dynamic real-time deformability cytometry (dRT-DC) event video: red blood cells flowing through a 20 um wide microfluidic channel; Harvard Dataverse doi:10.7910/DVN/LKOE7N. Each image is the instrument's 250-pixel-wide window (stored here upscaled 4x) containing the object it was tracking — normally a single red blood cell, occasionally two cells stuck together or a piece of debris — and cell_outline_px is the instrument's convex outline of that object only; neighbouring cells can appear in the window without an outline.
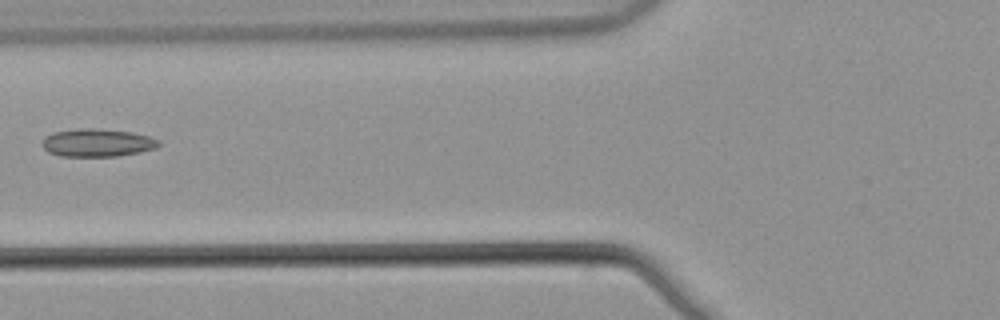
{"species": "common noctule bat (a hibernating species)", "species_latin": "Nyctalus noctula", "temperature_condition": "warm", "stored_images_in_passage": 6, "camera_frame_rate_fps": 3000, "um_per_image_px": 0.085, "animal": {"sex": "male", "body_mass_g": 21.5, "forearm_length_mm": 52.0}, "frame": {"image": 1, "passage_image": 5, "time_ms": 1.333, "image_size_px": [1000, 320], "cell_outline_px": [[160, 144], [156, 148], [140, 152], [116, 156], [60, 156], [48, 152], [44, 148], [44, 136], [52, 132], [80, 128], [92, 128], [132, 132], [148, 136], [160, 140]], "centroid_in_image_um": [8.28, 12.13], "position_along_channel_um": 117.5, "area_um2": 18.9}}
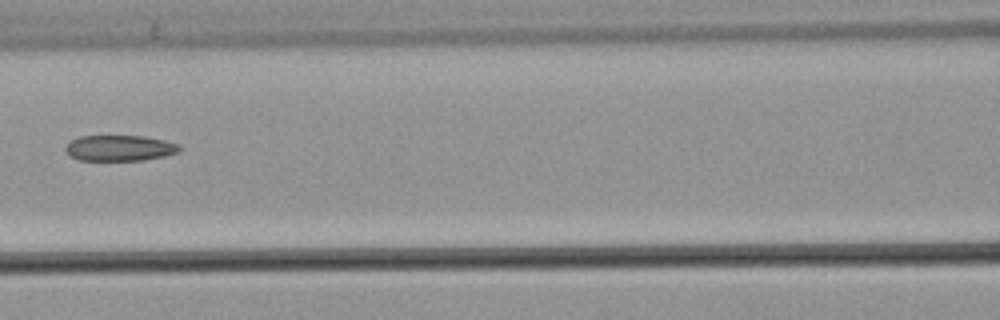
{"frame": {"image": 2, "passage_image": 6, "time_ms": 1.667, "image_size_px": [1000, 320], "cell_outline_px": [[184, 148], [180, 152], [164, 156], [144, 160], [80, 160], [68, 156], [64, 148], [72, 140], [80, 136], [144, 136], [164, 140], [176, 144]], "centroid_in_image_um": [10.18, 12.59], "position_along_channel_um": 156.4, "area_um2": 17.17}}